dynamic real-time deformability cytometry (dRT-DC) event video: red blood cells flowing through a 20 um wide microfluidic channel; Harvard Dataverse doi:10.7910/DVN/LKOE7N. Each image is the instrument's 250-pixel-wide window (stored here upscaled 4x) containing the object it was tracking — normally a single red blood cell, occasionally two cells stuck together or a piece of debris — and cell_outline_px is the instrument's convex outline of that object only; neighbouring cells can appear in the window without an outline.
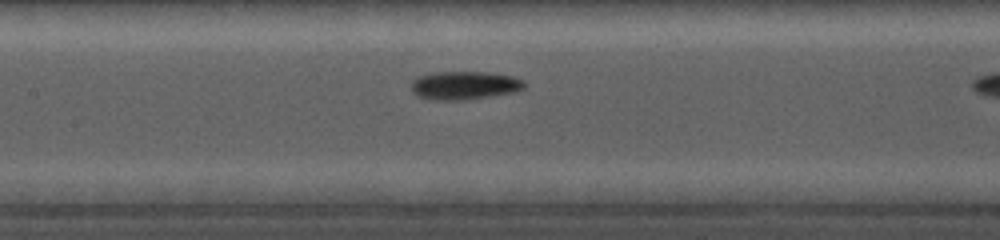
{"species": "common noctule bat (a hibernating species)", "species_latin": "Nyctalus noctula", "temperature_condition": "cold", "stored_images_in_passage": 13, "camera_frame_rate_fps": 5000, "um_per_image_px": 0.085, "animal": {"sex": "female", "body_mass_g": 19.0, "forearm_length_mm": 56.7}, "frame": {"image": 1, "passage_image": 10, "time_ms": 4.0, "image_size_px": [1000, 240], "cell_outline_px": [[524, 88], [512, 92], [464, 100], [432, 100], [416, 96], [412, 92], [412, 80], [416, 76], [432, 72], [484, 72], [512, 76], [524, 80]], "centroid_in_image_um": [39.4, 7.25], "position_along_channel_um": 168.0, "area_um2": 18.67}}